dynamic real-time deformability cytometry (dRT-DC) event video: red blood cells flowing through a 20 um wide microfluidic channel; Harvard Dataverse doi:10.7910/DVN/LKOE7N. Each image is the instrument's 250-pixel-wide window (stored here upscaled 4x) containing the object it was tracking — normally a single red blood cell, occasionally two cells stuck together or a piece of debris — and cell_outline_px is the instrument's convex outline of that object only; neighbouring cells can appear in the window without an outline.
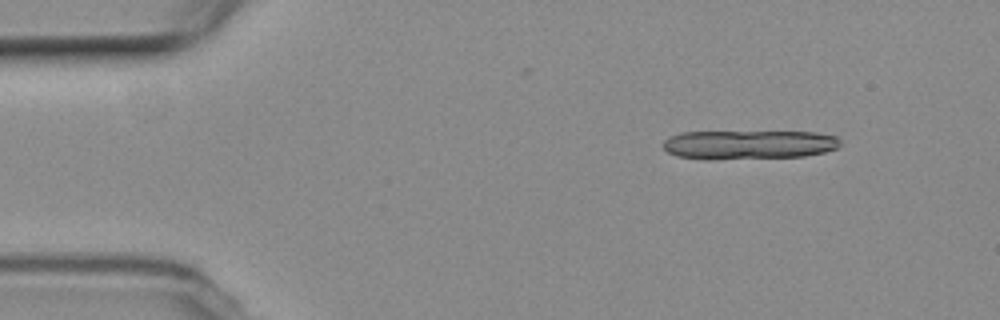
{"species": "common noctule bat (a hibernating species)", "species_latin": "Nyctalus noctula", "temperature_condition": "room temperature", "stored_images_in_passage": 4, "camera_frame_rate_fps": 3000, "um_per_image_px": 0.085, "animal": {"sex": "female", "body_mass_g": 19.3, "forearm_length_mm": 54.1}, "frame": {"image": 1, "passage_image": 1, "time_ms": 0.0, "image_size_px": [1000, 320], "cell_outline_px": [[840, 144], [836, 148], [824, 152], [804, 156], [708, 160], [676, 156], [668, 152], [664, 148], [664, 140], [668, 136], [680, 132], [816, 132], [836, 136], [840, 140]], "centroid_in_image_um": [63.61, 12.3], "position_along_channel_um": 21.4, "area_um2": 30.17}}
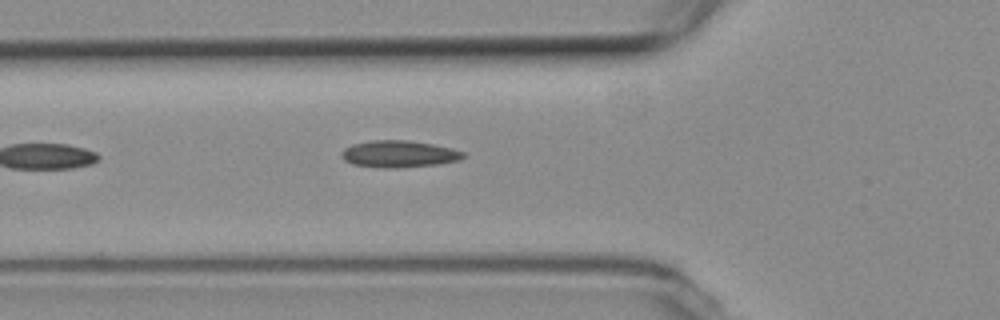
{"frame": {"image": 2, "passage_image": 4, "time_ms": 4.667, "image_size_px": [1000, 320], "cell_outline_px": [[464, 156], [460, 160], [440, 164], [396, 168], [380, 168], [352, 164], [344, 160], [340, 156], [340, 152], [344, 148], [352, 144], [372, 140], [408, 140], [432, 144], [452, 148], [464, 152]], "centroid_in_image_um": [33.88, 13.09], "position_along_channel_um": 91.9, "area_um2": 19.25}}